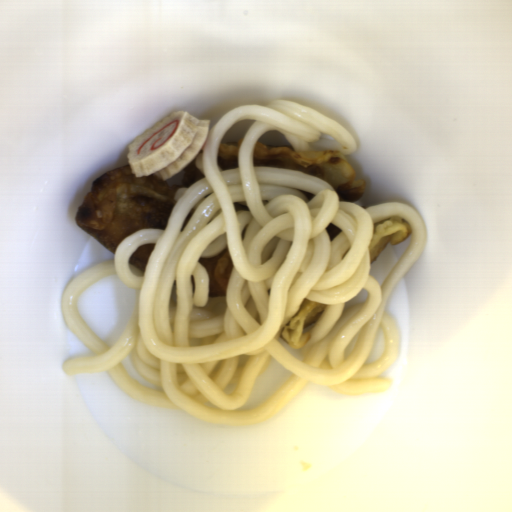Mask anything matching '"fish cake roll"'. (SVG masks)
Returning <instances> with one entry per match:
<instances>
[{"label":"fish cake roll","instance_id":"1","mask_svg":"<svg viewBox=\"0 0 512 512\" xmlns=\"http://www.w3.org/2000/svg\"><path fill=\"white\" fill-rule=\"evenodd\" d=\"M209 119L175 110L139 133L127 146L132 175L165 181L184 170L201 152L210 131Z\"/></svg>","mask_w":512,"mask_h":512}]
</instances>
